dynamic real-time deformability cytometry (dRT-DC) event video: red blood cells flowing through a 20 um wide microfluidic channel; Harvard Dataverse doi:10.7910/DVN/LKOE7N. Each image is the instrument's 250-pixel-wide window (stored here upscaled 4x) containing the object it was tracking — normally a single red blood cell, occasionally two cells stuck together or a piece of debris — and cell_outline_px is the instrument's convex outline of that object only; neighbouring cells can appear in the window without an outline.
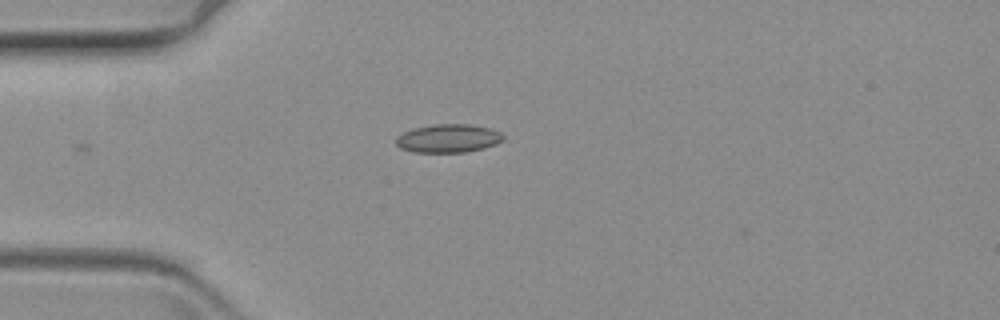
{"species": "common noctule bat (a hibernating species)", "species_latin": "Nyctalus noctula", "temperature_condition": "warm", "stored_images_in_passage": 34, "camera_frame_rate_fps": 3000, "um_per_image_px": 0.085, "animal": {"sex": "female", "body_mass_g": 19.3, "forearm_length_mm": 54.1}, "frame": {"image": 1, "passage_image": 1, "time_ms": 0.0, "image_size_px": [1000, 320], "cell_outline_px": [[504, 140], [496, 144], [464, 152], [416, 152], [400, 148], [396, 144], [396, 136], [412, 128], [432, 124], [468, 124], [488, 128], [500, 132], [504, 136]], "centroid_in_image_um": [38.07, 11.75], "position_along_channel_um": 46.9, "area_um2": 17.63}}
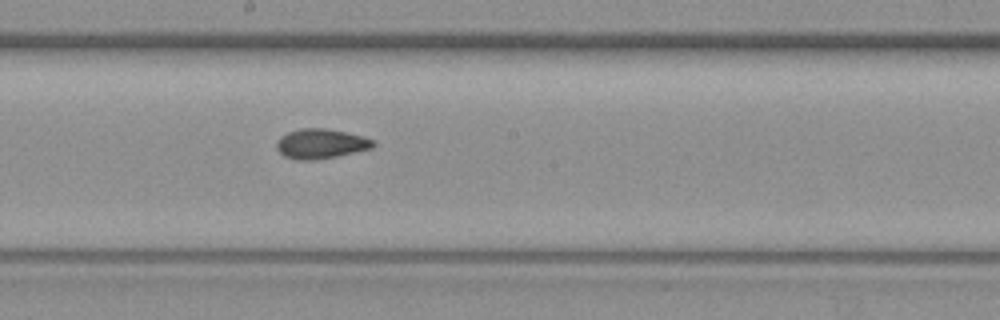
{"frame": {"image": 2, "passage_image": 18, "time_ms": 5.667, "image_size_px": [1000, 320], "cell_outline_px": [[376, 144], [372, 148], [336, 156], [312, 160], [296, 160], [284, 156], [276, 148], [276, 144], [280, 136], [288, 132], [300, 128], [328, 128], [360, 136], [372, 140]], "centroid_in_image_um": [27.22, 12.21], "position_along_channel_um": 221.0, "area_um2": 16.59}}
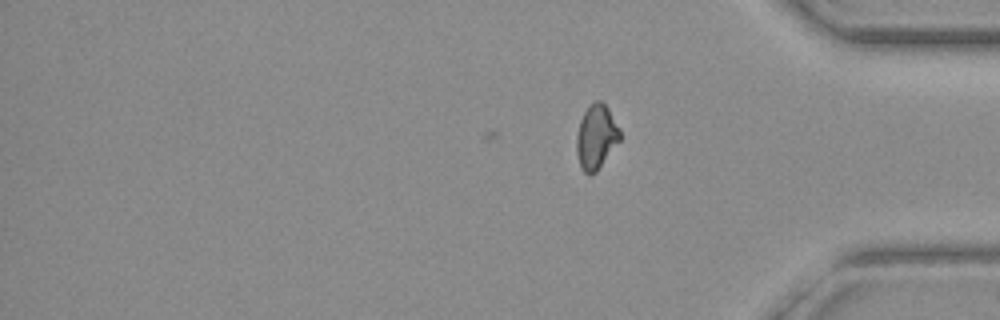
{"frame": {"image": 3, "passage_image": 34, "time_ms": 11.0, "image_size_px": [1000, 320], "cell_outline_px": [[620, 140], [596, 172], [588, 176], [584, 172], [580, 164], [576, 152], [576, 136], [580, 120], [588, 104], [596, 100], [600, 100], [608, 108], [620, 128]], "centroid_in_image_um": [50.67, 11.62], "position_along_channel_um": 384.5, "area_um2": 16.36}}